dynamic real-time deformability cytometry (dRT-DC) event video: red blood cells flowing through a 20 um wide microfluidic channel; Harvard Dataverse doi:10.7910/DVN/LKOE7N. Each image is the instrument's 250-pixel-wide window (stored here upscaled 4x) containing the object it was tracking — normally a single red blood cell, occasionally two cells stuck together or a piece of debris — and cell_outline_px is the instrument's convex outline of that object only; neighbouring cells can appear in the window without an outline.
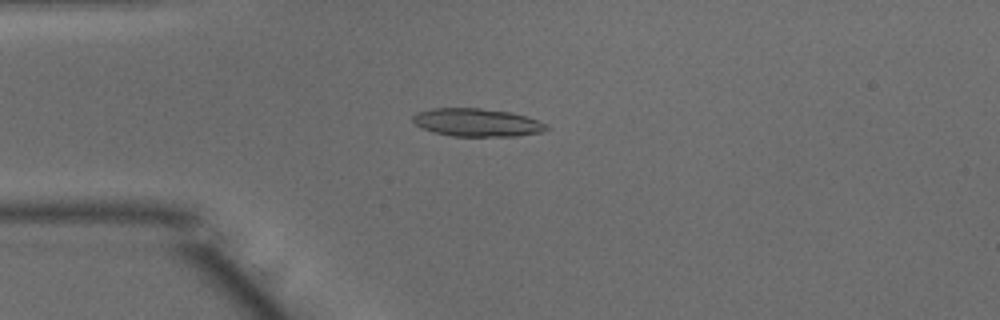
{"species": "common noctule bat (a hibernating species)", "species_latin": "Nyctalus noctula", "temperature_condition": "warm", "stored_images_in_passage": 49, "camera_frame_rate_fps": 3000, "um_per_image_px": 0.085, "animal": {"sex": "male", "body_mass_g": 15.6}, "frame": {"image": 1, "passage_image": 12, "time_ms": 3.667, "image_size_px": [1000, 320], "cell_outline_px": [[552, 128], [544, 132], [516, 136], [452, 136], [432, 132], [420, 128], [412, 120], [412, 116], [416, 112], [432, 108], [480, 108], [508, 112], [524, 116], [548, 124]], "centroid_in_image_um": [40.54, 10.42], "position_along_channel_um": 44.5, "area_um2": 21.96}}
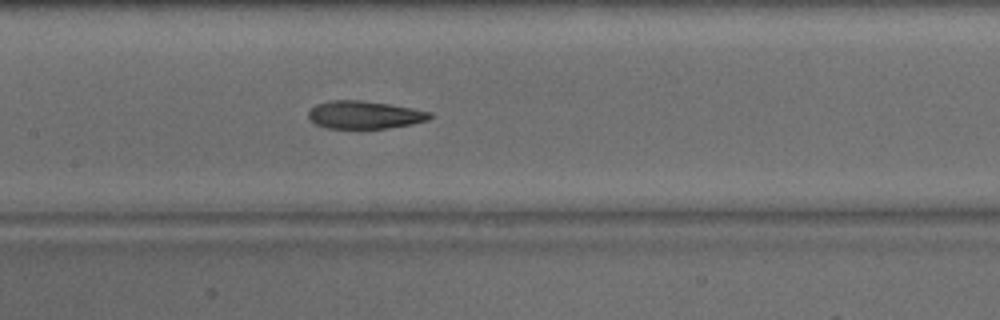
{"frame": {"image": 2, "passage_image": 23, "time_ms": 7.333, "image_size_px": [1000, 320], "cell_outline_px": [[432, 116], [428, 120], [412, 124], [388, 128], [324, 128], [308, 120], [308, 112], [316, 104], [328, 100], [360, 100], [388, 104], [412, 108], [432, 112]], "centroid_in_image_um": [30.96, 9.76], "position_along_channel_um": 176.4, "area_um2": 19.77}}
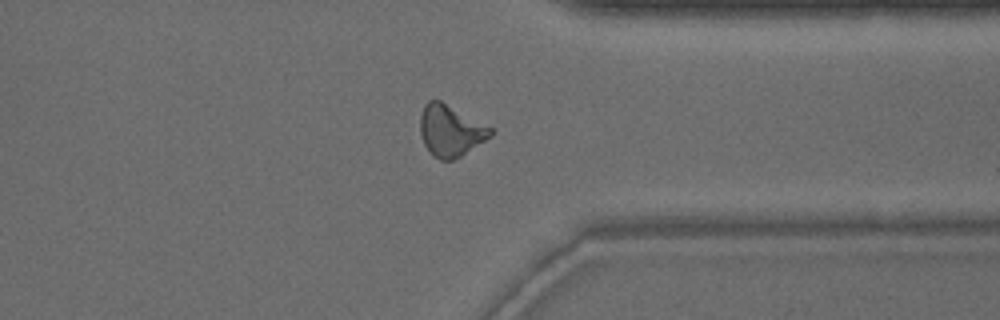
{"frame": {"image": 3, "passage_image": 38, "time_ms": 12.333, "image_size_px": [1000, 320], "cell_outline_px": [[496, 132], [492, 136], [460, 156], [452, 160], [440, 160], [432, 156], [424, 144], [420, 132], [420, 116], [424, 104], [428, 100], [440, 100], [492, 128]], "centroid_in_image_um": [38.28, 11.11], "position_along_channel_um": 373.1, "area_um2": 21.04}, "authors_computed_cell_mechanics": {"area_um2": 20.6346, "velocity_mm_per_s": 4.014, "shape_relaxation_time_tau1_ms": 5.6423, "shape_relaxation_time_tau2_ms": 2.6761, "deformation_change_tau1": 0.1996, "deformation_change_tau2": 0.1198}}